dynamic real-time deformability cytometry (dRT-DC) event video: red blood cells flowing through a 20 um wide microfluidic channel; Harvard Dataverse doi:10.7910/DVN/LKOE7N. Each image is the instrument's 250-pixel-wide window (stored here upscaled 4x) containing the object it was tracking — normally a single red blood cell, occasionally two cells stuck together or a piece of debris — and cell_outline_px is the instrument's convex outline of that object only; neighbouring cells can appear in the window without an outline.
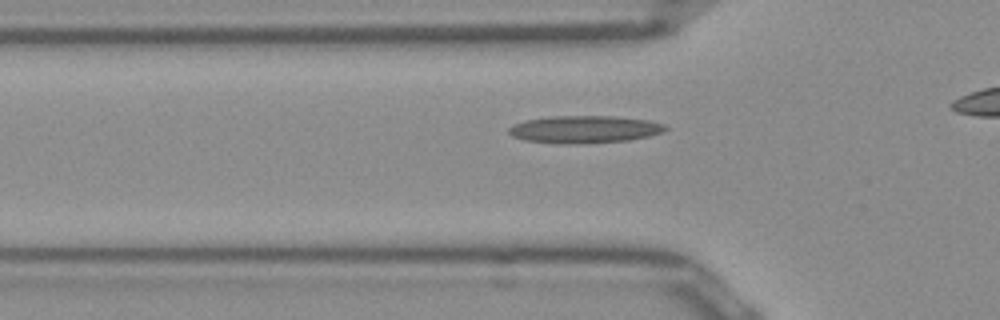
{"species": "Egyptian fruit bat (a non-hibernating species)", "species_latin": "Rousettus aegyptiacus", "temperature_condition": "room temperature", "stored_images_in_passage": 23, "camera_frame_rate_fps": 3000, "um_per_image_px": 0.085, "frame": {"image": 1, "passage_image": 11, "time_ms": 3.333, "image_size_px": [1000, 320], "cell_outline_px": [[668, 128], [660, 132], [648, 136], [628, 140], [580, 144], [556, 144], [524, 140], [512, 136], [508, 132], [508, 128], [524, 120], [552, 116], [612, 116], [648, 120], [664, 124]], "centroid_in_image_um": [49.64, 11.0], "position_along_channel_um": 76.2, "area_um2": 25.03}}
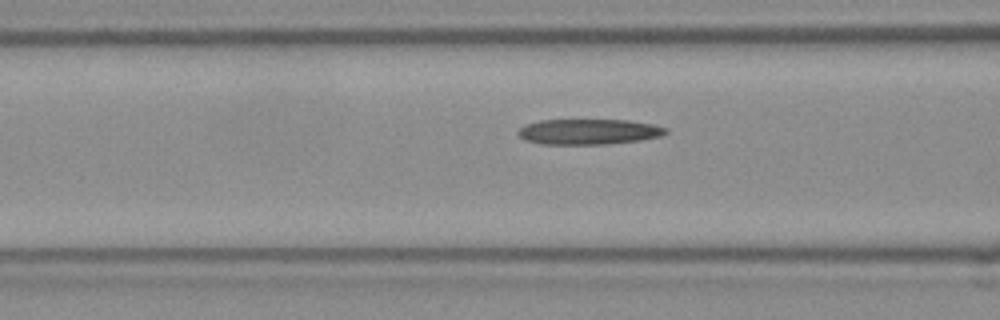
{"frame": {"image": 2, "passage_image": 14, "time_ms": 4.333, "image_size_px": [1000, 320], "cell_outline_px": [[668, 132], [664, 136], [640, 140], [604, 144], [540, 144], [524, 140], [516, 132], [524, 124], [540, 120], [628, 120], [656, 124], [668, 128]], "centroid_in_image_um": [50.06, 11.19], "position_along_channel_um": 116.5, "area_um2": 22.2}}
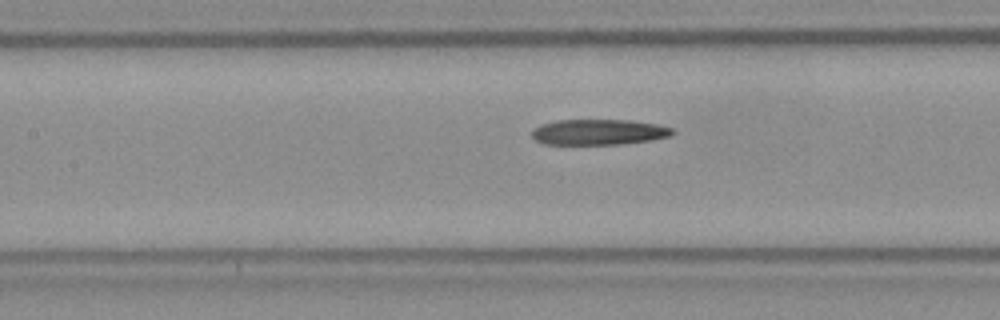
{"frame": {"image": 3, "passage_image": 17, "time_ms": 5.333, "image_size_px": [1000, 320], "cell_outline_px": [[676, 132], [672, 136], [652, 140], [620, 144], [544, 144], [536, 140], [532, 136], [532, 128], [540, 124], [556, 120], [632, 120], [660, 124], [676, 128]], "centroid_in_image_um": [50.96, 11.21], "position_along_channel_um": 156.4, "area_um2": 21.39}}